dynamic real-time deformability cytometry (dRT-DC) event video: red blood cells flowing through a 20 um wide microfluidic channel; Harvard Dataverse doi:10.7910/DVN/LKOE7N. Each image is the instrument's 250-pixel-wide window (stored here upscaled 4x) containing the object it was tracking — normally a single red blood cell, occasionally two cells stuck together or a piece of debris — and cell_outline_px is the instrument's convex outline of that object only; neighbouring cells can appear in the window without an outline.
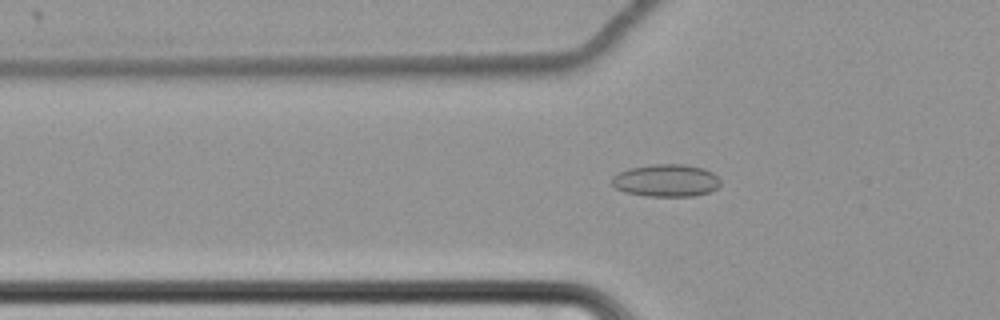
{"species": "common noctule bat (a hibernating species)", "species_latin": "Nyctalus noctula", "temperature_condition": "cold", "stored_images_in_passage": 43, "camera_frame_rate_fps": 3000, "um_per_image_px": 0.085, "animal": {"sex": "female", "body_mass_g": 22.7, "forearm_length_mm": 54.2}, "frame": {"image": 1, "passage_image": 3, "time_ms": 0.667, "image_size_px": [1000, 320], "cell_outline_px": [[720, 184], [716, 188], [708, 192], [692, 196], [648, 196], [624, 192], [616, 188], [612, 184], [612, 176], [628, 168], [652, 164], [684, 164], [704, 168], [712, 172], [720, 180]], "centroid_in_image_um": [56.6, 15.33], "position_along_channel_um": 69.2, "area_um2": 20.52}}
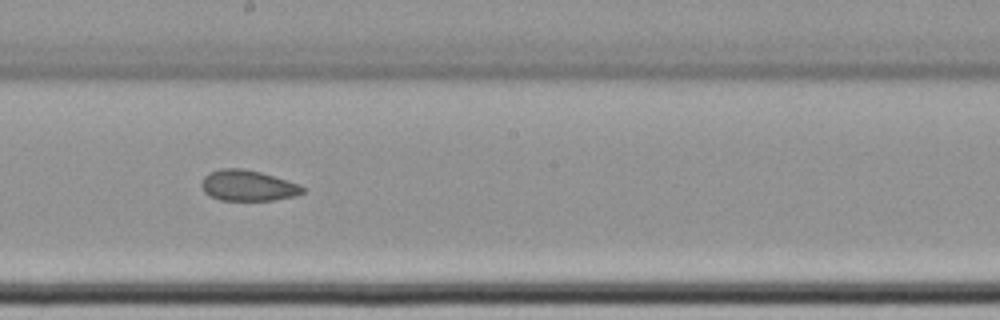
{"frame": {"image": 2, "passage_image": 17, "time_ms": 5.333, "image_size_px": [1000, 320], "cell_outline_px": [[304, 192], [296, 196], [272, 200], [220, 200], [204, 192], [200, 184], [204, 176], [208, 172], [220, 168], [244, 168], [260, 172], [296, 184], [304, 188]], "centroid_in_image_um": [21.01, 15.77], "position_along_channel_um": 227.2, "area_um2": 17.98}}
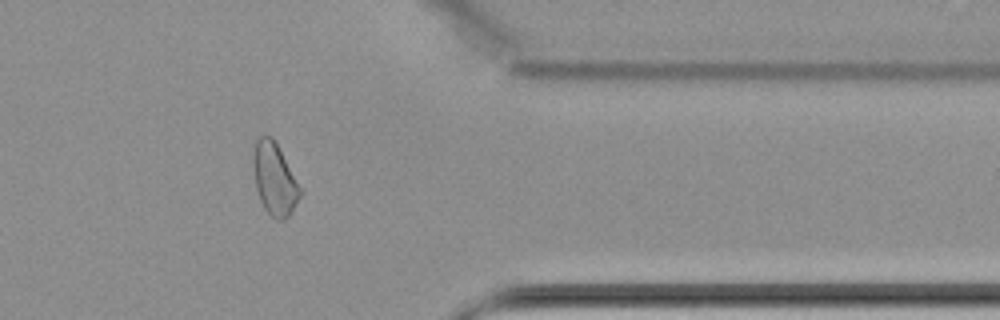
{"frame": {"image": 3, "passage_image": 32, "time_ms": 10.333, "image_size_px": [1000, 320], "cell_outline_px": [[304, 192], [288, 216], [284, 220], [276, 220], [264, 208], [260, 200], [256, 188], [252, 164], [252, 160], [256, 140], [260, 136], [272, 136], [276, 140]], "centroid_in_image_um": [23.35, 15.19], "position_along_channel_um": 388.0, "area_um2": 20.06}, "authors_computed_cell_mechanics": {"area_um2": 19.1896, "velocity_mm_per_s": 3.4558, "shape_relaxation_time_tau1_ms": null, "shape_relaxation_time_tau2_ms": 2.8833, "deformation_change_tau1": null, "deformation_change_tau2": 0.0776}}